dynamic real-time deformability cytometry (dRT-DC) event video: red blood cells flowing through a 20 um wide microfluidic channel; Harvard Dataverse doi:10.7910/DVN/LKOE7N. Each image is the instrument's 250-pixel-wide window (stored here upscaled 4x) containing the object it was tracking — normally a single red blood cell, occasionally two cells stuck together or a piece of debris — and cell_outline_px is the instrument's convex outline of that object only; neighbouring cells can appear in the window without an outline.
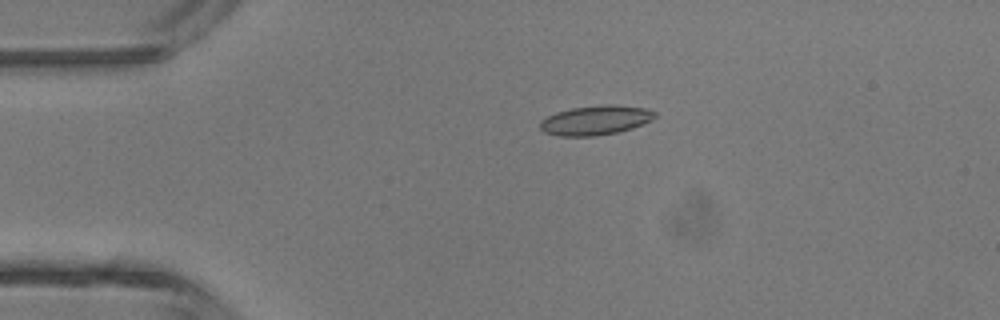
{"species": "common noctule bat (a hibernating species)", "species_latin": "Nyctalus noctula", "temperature_condition": "room temperature", "stored_images_in_passage": 4, "camera_frame_rate_fps": 3000, "um_per_image_px": 0.085, "animal": {"sex": "male", "body_mass_g": 13.3}, "frame": {"image": 1, "passage_image": 3, "time_ms": 0.667, "image_size_px": [1000, 320], "cell_outline_px": [[656, 116], [652, 120], [632, 128], [616, 132], [596, 136], [560, 136], [544, 132], [540, 128], [540, 120], [556, 112], [572, 108], [604, 104], [612, 104], [644, 108], [656, 112]], "centroid_in_image_um": [50.61, 10.21], "position_along_channel_um": 34.4, "area_um2": 19.65}}